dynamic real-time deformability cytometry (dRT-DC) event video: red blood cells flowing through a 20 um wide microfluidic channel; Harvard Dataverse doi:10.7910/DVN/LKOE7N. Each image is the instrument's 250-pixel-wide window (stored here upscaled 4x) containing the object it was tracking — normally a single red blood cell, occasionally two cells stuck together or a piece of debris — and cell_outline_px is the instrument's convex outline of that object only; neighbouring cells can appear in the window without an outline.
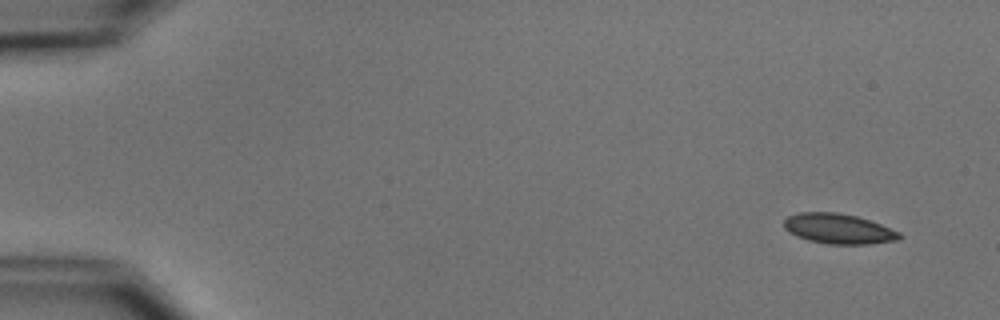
{"species": "common noctule bat (a hibernating species)", "species_latin": "Nyctalus noctula", "temperature_condition": "cold", "stored_images_in_passage": 6, "camera_frame_rate_fps": 3000, "um_per_image_px": 0.085, "animal": {"sex": "male", "body_mass_g": 15.6}, "frame": {"image": 1, "passage_image": 1, "time_ms": 0.0, "image_size_px": [1000, 320], "cell_outline_px": [[904, 236], [900, 240], [868, 244], [828, 244], [808, 240], [796, 236], [788, 232], [784, 228], [784, 220], [788, 216], [800, 212], [836, 212], [856, 216], [880, 224], [900, 232]], "centroid_in_image_um": [71.28, 19.45], "position_along_channel_um": 13.7, "area_um2": 20.35}}
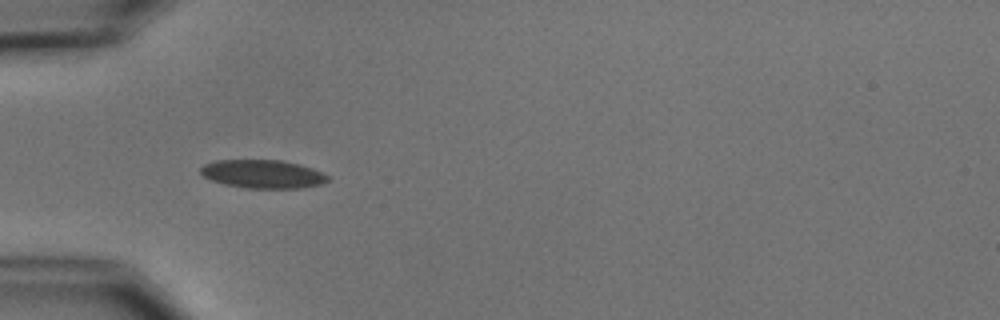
{"frame": {"image": 2, "passage_image": 5, "time_ms": 4.667, "image_size_px": [1000, 320], "cell_outline_px": [[328, 180], [324, 184], [300, 188], [244, 188], [224, 184], [212, 180], [204, 176], [200, 172], [200, 168], [204, 164], [216, 160], [280, 160], [300, 164], [312, 168], [328, 176]], "centroid_in_image_um": [22.33, 14.79], "position_along_channel_um": 62.7, "area_um2": 21.04}}